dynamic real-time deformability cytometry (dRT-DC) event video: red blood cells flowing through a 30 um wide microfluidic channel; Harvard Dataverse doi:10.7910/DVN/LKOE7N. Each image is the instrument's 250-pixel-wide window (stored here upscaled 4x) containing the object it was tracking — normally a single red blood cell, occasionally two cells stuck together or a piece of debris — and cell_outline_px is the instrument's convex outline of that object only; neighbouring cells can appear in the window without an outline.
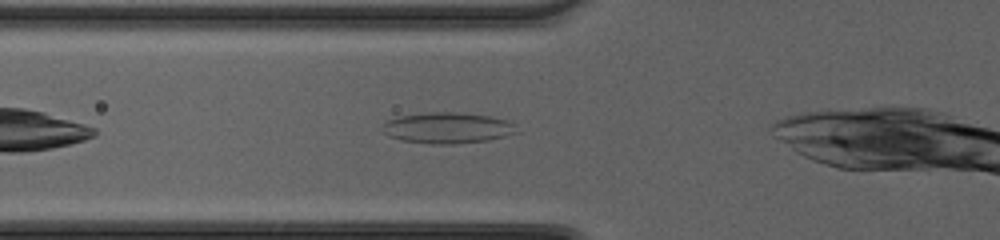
{"species": "common noctule bat (a hibernating species)", "species_latin": "Nyctalus noctula", "temperature_condition": "cold", "stored_images_in_passage": 28, "camera_frame_rate_fps": 3000, "um_per_image_px": 0.085, "animal": {"sex": "female", "body_mass_g": 20.0, "forearm_length_mm": 54.0}, "frame": {"image": 1, "passage_image": 3, "time_ms": 0.667, "image_size_px": [1000, 240], "cell_outline_px": [[520, 132], [488, 140], [452, 144], [432, 144], [400, 140], [388, 136], [380, 128], [388, 120], [400, 116], [424, 112], [456, 112], [488, 116], [508, 120]], "centroid_in_image_um": [38.01, 10.87], "position_along_channel_um": 87.8, "area_um2": 24.22}}
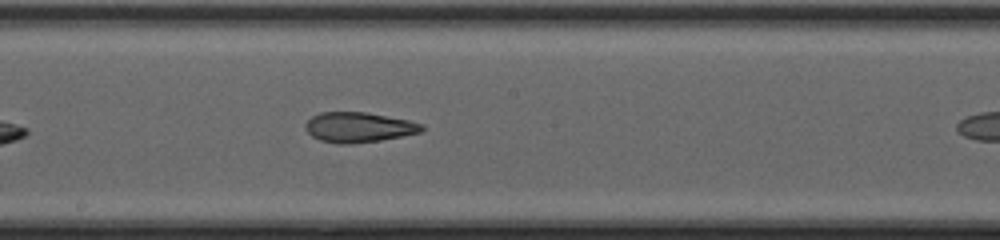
{"frame": {"image": 2, "passage_image": 12, "time_ms": 3.667, "image_size_px": [1000, 240], "cell_outline_px": [[424, 128], [420, 132], [380, 140], [352, 144], [336, 144], [320, 140], [312, 136], [304, 128], [304, 124], [312, 116], [320, 112], [368, 112], [408, 120], [424, 124]], "centroid_in_image_um": [30.46, 10.81], "position_along_channel_um": 217.7, "area_um2": 20.46}}
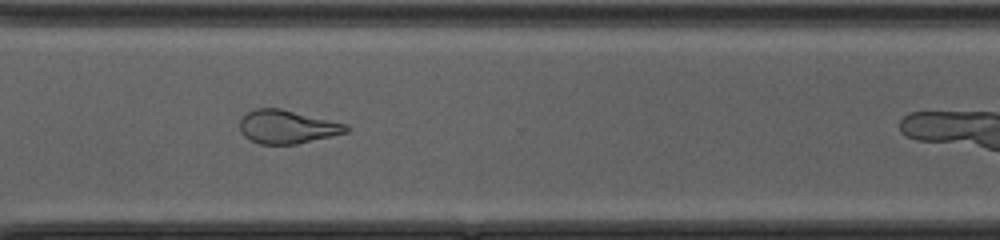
{"frame": {"image": 3, "passage_image": 21, "time_ms": 6.667, "image_size_px": [1000, 240], "cell_outline_px": [[348, 132], [296, 144], [260, 144], [244, 136], [240, 132], [240, 120], [248, 112], [256, 108], [280, 108], [348, 124]], "centroid_in_image_um": [24.4, 10.77], "position_along_channel_um": 346.2, "area_um2": 20.58}, "authors_computed_cell_mechanics": {"area_um2": 20.7213, "velocity_mm_per_s": 4.2988, "shape_relaxation_time_tau1_ms": null, "shape_relaxation_time_tau2_ms": 1.8015, "deformation_change_tau1": null, "deformation_change_tau2": 0.101}}